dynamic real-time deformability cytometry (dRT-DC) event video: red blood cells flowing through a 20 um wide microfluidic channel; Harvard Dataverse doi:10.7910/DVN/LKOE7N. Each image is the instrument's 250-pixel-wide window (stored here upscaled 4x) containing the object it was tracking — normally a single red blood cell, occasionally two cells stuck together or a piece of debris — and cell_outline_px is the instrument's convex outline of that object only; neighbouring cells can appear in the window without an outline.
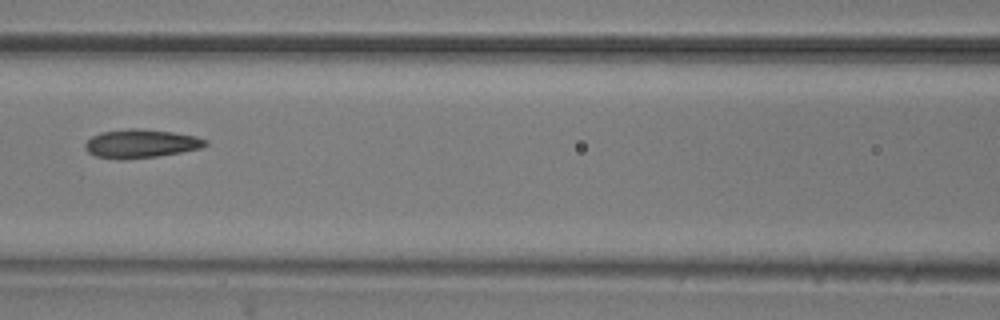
{"species": "common noctule bat (a hibernating species)", "species_latin": "Nyctalus noctula", "temperature_condition": "room temperature", "stored_images_in_passage": 9, "camera_frame_rate_fps": 3000, "um_per_image_px": 0.085, "animal": {"sex": "male", "body_mass_g": 20.5, "forearm_length_mm": 52.5}, "frame": {"image": 1, "passage_image": 6, "time_ms": 6.667, "image_size_px": [1000, 320], "cell_outline_px": [[208, 144], [200, 148], [180, 152], [156, 156], [124, 160], [116, 160], [96, 156], [88, 152], [84, 148], [84, 144], [92, 136], [100, 132], [128, 128], [136, 128], [172, 132], [196, 136], [208, 140]], "centroid_in_image_um": [11.94, 12.21], "position_along_channel_um": 154.7, "area_um2": 20.11}}
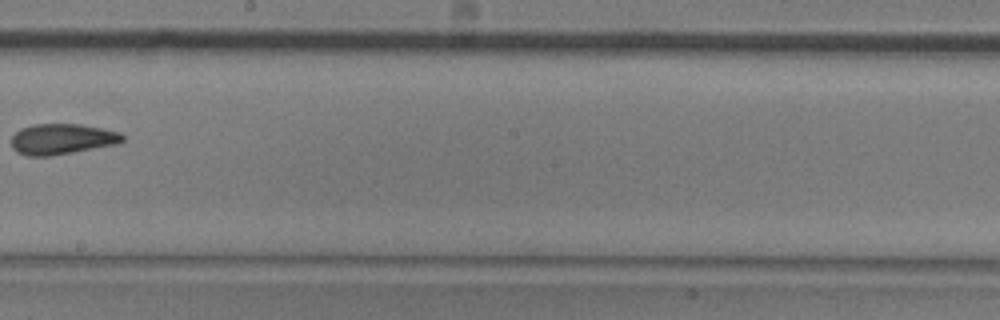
{"frame": {"image": 2, "passage_image": 8, "time_ms": 9.0, "image_size_px": [1000, 320], "cell_outline_px": [[124, 140], [112, 144], [72, 152], [48, 156], [28, 156], [16, 152], [12, 148], [12, 136], [20, 128], [36, 124], [80, 124], [120, 132], [124, 136]], "centroid_in_image_um": [5.21, 11.81], "position_along_channel_um": 243.0, "area_um2": 19.54}}
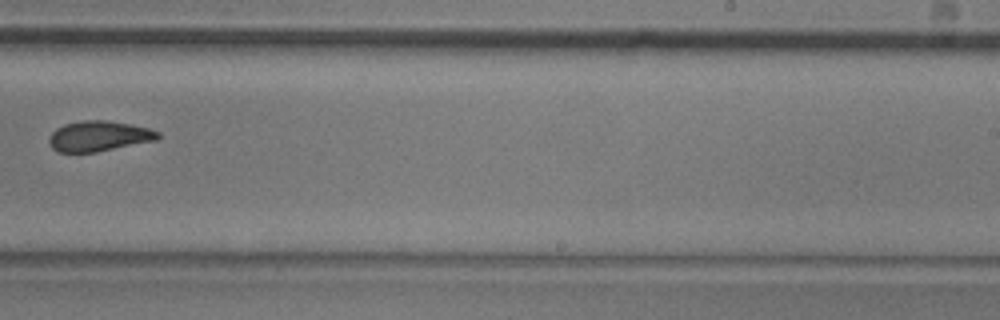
{"frame": {"image": 3, "passage_image": 9, "time_ms": 10.0, "image_size_px": [1000, 320], "cell_outline_px": [[160, 136], [156, 140], [96, 152], [56, 152], [48, 144], [48, 136], [56, 128], [64, 124], [84, 120], [104, 120], [128, 124], [148, 128], [160, 132]], "centroid_in_image_um": [8.35, 11.57], "position_along_channel_um": 280.7, "area_um2": 19.25}}